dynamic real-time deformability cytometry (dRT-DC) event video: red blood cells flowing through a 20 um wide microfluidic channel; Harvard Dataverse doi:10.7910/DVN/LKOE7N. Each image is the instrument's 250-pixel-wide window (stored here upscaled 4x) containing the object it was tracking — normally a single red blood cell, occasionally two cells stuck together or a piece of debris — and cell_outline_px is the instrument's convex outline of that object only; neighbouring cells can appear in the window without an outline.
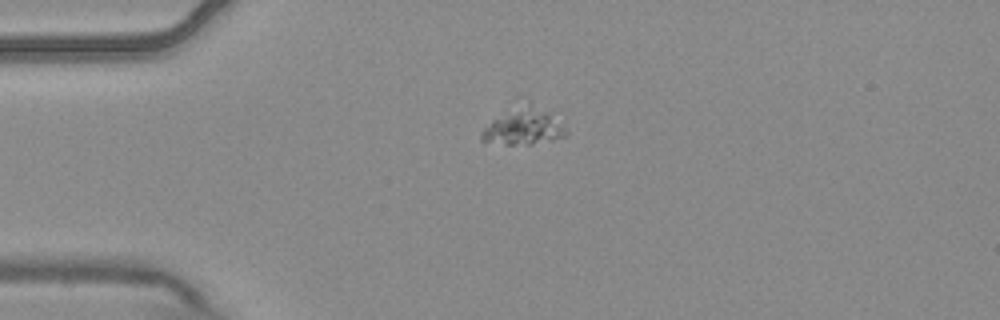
{"species": "common noctule bat (a hibernating species)", "species_latin": "Nyctalus noctula", "temperature_condition": "warm", "stored_images_in_passage": 2, "camera_frame_rate_fps": 3000, "um_per_image_px": 0.085, "animal": {"sex": "male", "body_mass_g": 20.4}, "frame": {"image": 1, "passage_image": 1, "time_ms": 0.0, "image_size_px": [1000, 320], "cell_outline_px": [[568, 136], [552, 140], [528, 144], [504, 144], [480, 140], [480, 132], [492, 120], [528, 100], [544, 112], [564, 128], [568, 132]], "centroid_in_image_um": [44.45, 10.78], "position_along_channel_um": 40.6, "area_um2": 17.28}}